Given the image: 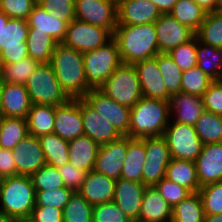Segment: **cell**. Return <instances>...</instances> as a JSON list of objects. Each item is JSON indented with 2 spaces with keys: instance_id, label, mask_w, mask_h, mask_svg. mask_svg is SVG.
Returning a JSON list of instances; mask_svg holds the SVG:
<instances>
[{
  "instance_id": "6da1fadb",
  "label": "cell",
  "mask_w": 222,
  "mask_h": 222,
  "mask_svg": "<svg viewBox=\"0 0 222 222\" xmlns=\"http://www.w3.org/2000/svg\"><path fill=\"white\" fill-rule=\"evenodd\" d=\"M113 38L123 64L134 65L159 54L155 23L117 25Z\"/></svg>"
},
{
  "instance_id": "7a4b0ae2",
  "label": "cell",
  "mask_w": 222,
  "mask_h": 222,
  "mask_svg": "<svg viewBox=\"0 0 222 222\" xmlns=\"http://www.w3.org/2000/svg\"><path fill=\"white\" fill-rule=\"evenodd\" d=\"M49 64L71 99L82 98L91 89L86 80L83 53L58 43Z\"/></svg>"
},
{
  "instance_id": "3957f363",
  "label": "cell",
  "mask_w": 222,
  "mask_h": 222,
  "mask_svg": "<svg viewBox=\"0 0 222 222\" xmlns=\"http://www.w3.org/2000/svg\"><path fill=\"white\" fill-rule=\"evenodd\" d=\"M171 115L169 101L142 97L131 108L127 137L163 136Z\"/></svg>"
},
{
  "instance_id": "277c9868",
  "label": "cell",
  "mask_w": 222,
  "mask_h": 222,
  "mask_svg": "<svg viewBox=\"0 0 222 222\" xmlns=\"http://www.w3.org/2000/svg\"><path fill=\"white\" fill-rule=\"evenodd\" d=\"M36 203V190L30 176L0 179V210L14 220L30 218Z\"/></svg>"
},
{
  "instance_id": "5b68a950",
  "label": "cell",
  "mask_w": 222,
  "mask_h": 222,
  "mask_svg": "<svg viewBox=\"0 0 222 222\" xmlns=\"http://www.w3.org/2000/svg\"><path fill=\"white\" fill-rule=\"evenodd\" d=\"M84 70L88 86L99 89L122 64L116 40L112 37L101 47L83 53Z\"/></svg>"
},
{
  "instance_id": "8992f818",
  "label": "cell",
  "mask_w": 222,
  "mask_h": 222,
  "mask_svg": "<svg viewBox=\"0 0 222 222\" xmlns=\"http://www.w3.org/2000/svg\"><path fill=\"white\" fill-rule=\"evenodd\" d=\"M32 104L59 106L71 98L62 89L51 65L40 64L25 83Z\"/></svg>"
},
{
  "instance_id": "52a82bcc",
  "label": "cell",
  "mask_w": 222,
  "mask_h": 222,
  "mask_svg": "<svg viewBox=\"0 0 222 222\" xmlns=\"http://www.w3.org/2000/svg\"><path fill=\"white\" fill-rule=\"evenodd\" d=\"M116 103L132 108L143 96L134 65L121 64L99 88Z\"/></svg>"
},
{
  "instance_id": "ba28073f",
  "label": "cell",
  "mask_w": 222,
  "mask_h": 222,
  "mask_svg": "<svg viewBox=\"0 0 222 222\" xmlns=\"http://www.w3.org/2000/svg\"><path fill=\"white\" fill-rule=\"evenodd\" d=\"M172 124H168L163 134L171 157L178 160L195 161L204 145L197 136L195 127L178 122H172Z\"/></svg>"
},
{
  "instance_id": "9c48e42d",
  "label": "cell",
  "mask_w": 222,
  "mask_h": 222,
  "mask_svg": "<svg viewBox=\"0 0 222 222\" xmlns=\"http://www.w3.org/2000/svg\"><path fill=\"white\" fill-rule=\"evenodd\" d=\"M29 26L26 19L10 18L0 37V63L10 64L29 57L27 42Z\"/></svg>"
},
{
  "instance_id": "30bf717a",
  "label": "cell",
  "mask_w": 222,
  "mask_h": 222,
  "mask_svg": "<svg viewBox=\"0 0 222 222\" xmlns=\"http://www.w3.org/2000/svg\"><path fill=\"white\" fill-rule=\"evenodd\" d=\"M112 37L113 35L105 28L74 19L68 24L61 43L85 53L101 47Z\"/></svg>"
},
{
  "instance_id": "8fae6325",
  "label": "cell",
  "mask_w": 222,
  "mask_h": 222,
  "mask_svg": "<svg viewBox=\"0 0 222 222\" xmlns=\"http://www.w3.org/2000/svg\"><path fill=\"white\" fill-rule=\"evenodd\" d=\"M146 160L142 170V183L154 186L165 177L166 168L172 160L163 136L144 138Z\"/></svg>"
},
{
  "instance_id": "7c38bea8",
  "label": "cell",
  "mask_w": 222,
  "mask_h": 222,
  "mask_svg": "<svg viewBox=\"0 0 222 222\" xmlns=\"http://www.w3.org/2000/svg\"><path fill=\"white\" fill-rule=\"evenodd\" d=\"M82 99L122 135H128L131 108L116 103L100 89H90Z\"/></svg>"
},
{
  "instance_id": "4fadbf2b",
  "label": "cell",
  "mask_w": 222,
  "mask_h": 222,
  "mask_svg": "<svg viewBox=\"0 0 222 222\" xmlns=\"http://www.w3.org/2000/svg\"><path fill=\"white\" fill-rule=\"evenodd\" d=\"M75 19L107 29L117 27V3L112 0H75Z\"/></svg>"
},
{
  "instance_id": "5bb4252c",
  "label": "cell",
  "mask_w": 222,
  "mask_h": 222,
  "mask_svg": "<svg viewBox=\"0 0 222 222\" xmlns=\"http://www.w3.org/2000/svg\"><path fill=\"white\" fill-rule=\"evenodd\" d=\"M53 133L67 141L84 135L81 98L56 106Z\"/></svg>"
},
{
  "instance_id": "9a60e30c",
  "label": "cell",
  "mask_w": 222,
  "mask_h": 222,
  "mask_svg": "<svg viewBox=\"0 0 222 222\" xmlns=\"http://www.w3.org/2000/svg\"><path fill=\"white\" fill-rule=\"evenodd\" d=\"M16 176H31L46 165L44 152L38 137L27 135L12 149Z\"/></svg>"
},
{
  "instance_id": "2e32d148",
  "label": "cell",
  "mask_w": 222,
  "mask_h": 222,
  "mask_svg": "<svg viewBox=\"0 0 222 222\" xmlns=\"http://www.w3.org/2000/svg\"><path fill=\"white\" fill-rule=\"evenodd\" d=\"M128 137L109 142L99 147L93 170L107 177L118 180L126 158Z\"/></svg>"
},
{
  "instance_id": "e0dca14e",
  "label": "cell",
  "mask_w": 222,
  "mask_h": 222,
  "mask_svg": "<svg viewBox=\"0 0 222 222\" xmlns=\"http://www.w3.org/2000/svg\"><path fill=\"white\" fill-rule=\"evenodd\" d=\"M159 53H168L171 49L191 40L196 33L181 24L169 13L161 14L155 22Z\"/></svg>"
},
{
  "instance_id": "ac0fdd59",
  "label": "cell",
  "mask_w": 222,
  "mask_h": 222,
  "mask_svg": "<svg viewBox=\"0 0 222 222\" xmlns=\"http://www.w3.org/2000/svg\"><path fill=\"white\" fill-rule=\"evenodd\" d=\"M142 89V96L151 99L170 101L165 81L160 73L157 55L134 64Z\"/></svg>"
},
{
  "instance_id": "d6986e66",
  "label": "cell",
  "mask_w": 222,
  "mask_h": 222,
  "mask_svg": "<svg viewBox=\"0 0 222 222\" xmlns=\"http://www.w3.org/2000/svg\"><path fill=\"white\" fill-rule=\"evenodd\" d=\"M194 162L200 187L222 182V142L204 144Z\"/></svg>"
},
{
  "instance_id": "ffe728a7",
  "label": "cell",
  "mask_w": 222,
  "mask_h": 222,
  "mask_svg": "<svg viewBox=\"0 0 222 222\" xmlns=\"http://www.w3.org/2000/svg\"><path fill=\"white\" fill-rule=\"evenodd\" d=\"M161 16L150 0H121L117 3V25L155 23Z\"/></svg>"
},
{
  "instance_id": "44dd1931",
  "label": "cell",
  "mask_w": 222,
  "mask_h": 222,
  "mask_svg": "<svg viewBox=\"0 0 222 222\" xmlns=\"http://www.w3.org/2000/svg\"><path fill=\"white\" fill-rule=\"evenodd\" d=\"M146 185L120 177L116 180L113 202L134 222H138Z\"/></svg>"
},
{
  "instance_id": "7402d4cb",
  "label": "cell",
  "mask_w": 222,
  "mask_h": 222,
  "mask_svg": "<svg viewBox=\"0 0 222 222\" xmlns=\"http://www.w3.org/2000/svg\"><path fill=\"white\" fill-rule=\"evenodd\" d=\"M81 115L84 135L94 140L99 146L119 140L122 137L111 123L94 111L82 98Z\"/></svg>"
},
{
  "instance_id": "603a6c76",
  "label": "cell",
  "mask_w": 222,
  "mask_h": 222,
  "mask_svg": "<svg viewBox=\"0 0 222 222\" xmlns=\"http://www.w3.org/2000/svg\"><path fill=\"white\" fill-rule=\"evenodd\" d=\"M32 102L24 84L2 82L0 117L27 119Z\"/></svg>"
},
{
  "instance_id": "cb8c5ba5",
  "label": "cell",
  "mask_w": 222,
  "mask_h": 222,
  "mask_svg": "<svg viewBox=\"0 0 222 222\" xmlns=\"http://www.w3.org/2000/svg\"><path fill=\"white\" fill-rule=\"evenodd\" d=\"M116 180L91 170L78 192L92 206L113 201Z\"/></svg>"
},
{
  "instance_id": "d4e9b609",
  "label": "cell",
  "mask_w": 222,
  "mask_h": 222,
  "mask_svg": "<svg viewBox=\"0 0 222 222\" xmlns=\"http://www.w3.org/2000/svg\"><path fill=\"white\" fill-rule=\"evenodd\" d=\"M27 22L29 26L28 33L49 35L58 43L63 41L68 27L67 22L51 16L49 11L43 9L39 4L33 7Z\"/></svg>"
},
{
  "instance_id": "484cf974",
  "label": "cell",
  "mask_w": 222,
  "mask_h": 222,
  "mask_svg": "<svg viewBox=\"0 0 222 222\" xmlns=\"http://www.w3.org/2000/svg\"><path fill=\"white\" fill-rule=\"evenodd\" d=\"M172 207L160 195L154 186H147L138 222H171Z\"/></svg>"
},
{
  "instance_id": "4316f807",
  "label": "cell",
  "mask_w": 222,
  "mask_h": 222,
  "mask_svg": "<svg viewBox=\"0 0 222 222\" xmlns=\"http://www.w3.org/2000/svg\"><path fill=\"white\" fill-rule=\"evenodd\" d=\"M169 102L170 113L176 112L174 122L194 126L205 111L202 96L178 92L171 96Z\"/></svg>"
},
{
  "instance_id": "83f0119b",
  "label": "cell",
  "mask_w": 222,
  "mask_h": 222,
  "mask_svg": "<svg viewBox=\"0 0 222 222\" xmlns=\"http://www.w3.org/2000/svg\"><path fill=\"white\" fill-rule=\"evenodd\" d=\"M99 145L86 135L69 141V164L90 172L93 170Z\"/></svg>"
},
{
  "instance_id": "f1b7e54d",
  "label": "cell",
  "mask_w": 222,
  "mask_h": 222,
  "mask_svg": "<svg viewBox=\"0 0 222 222\" xmlns=\"http://www.w3.org/2000/svg\"><path fill=\"white\" fill-rule=\"evenodd\" d=\"M146 160L144 138L128 137V149L124 160L121 177L142 182V170Z\"/></svg>"
},
{
  "instance_id": "f546056e",
  "label": "cell",
  "mask_w": 222,
  "mask_h": 222,
  "mask_svg": "<svg viewBox=\"0 0 222 222\" xmlns=\"http://www.w3.org/2000/svg\"><path fill=\"white\" fill-rule=\"evenodd\" d=\"M165 178L188 189L191 193L198 192L200 189L196 165L191 160L172 158L166 168Z\"/></svg>"
},
{
  "instance_id": "4dcf8cb0",
  "label": "cell",
  "mask_w": 222,
  "mask_h": 222,
  "mask_svg": "<svg viewBox=\"0 0 222 222\" xmlns=\"http://www.w3.org/2000/svg\"><path fill=\"white\" fill-rule=\"evenodd\" d=\"M56 106L32 104L27 116L29 135L40 137L52 134Z\"/></svg>"
},
{
  "instance_id": "1f68e13d",
  "label": "cell",
  "mask_w": 222,
  "mask_h": 222,
  "mask_svg": "<svg viewBox=\"0 0 222 222\" xmlns=\"http://www.w3.org/2000/svg\"><path fill=\"white\" fill-rule=\"evenodd\" d=\"M46 164L61 167L69 161V141L57 134H47L39 137Z\"/></svg>"
},
{
  "instance_id": "d6a6232c",
  "label": "cell",
  "mask_w": 222,
  "mask_h": 222,
  "mask_svg": "<svg viewBox=\"0 0 222 222\" xmlns=\"http://www.w3.org/2000/svg\"><path fill=\"white\" fill-rule=\"evenodd\" d=\"M28 134L27 119L0 117V147L2 149H14Z\"/></svg>"
},
{
  "instance_id": "836d02e7",
  "label": "cell",
  "mask_w": 222,
  "mask_h": 222,
  "mask_svg": "<svg viewBox=\"0 0 222 222\" xmlns=\"http://www.w3.org/2000/svg\"><path fill=\"white\" fill-rule=\"evenodd\" d=\"M198 44L200 45H197V66L213 81L221 80L222 48L204 44L199 40Z\"/></svg>"
},
{
  "instance_id": "e575fe53",
  "label": "cell",
  "mask_w": 222,
  "mask_h": 222,
  "mask_svg": "<svg viewBox=\"0 0 222 222\" xmlns=\"http://www.w3.org/2000/svg\"><path fill=\"white\" fill-rule=\"evenodd\" d=\"M204 209L198 192H193L172 208L171 222H203Z\"/></svg>"
},
{
  "instance_id": "d590c367",
  "label": "cell",
  "mask_w": 222,
  "mask_h": 222,
  "mask_svg": "<svg viewBox=\"0 0 222 222\" xmlns=\"http://www.w3.org/2000/svg\"><path fill=\"white\" fill-rule=\"evenodd\" d=\"M169 14L195 33L206 16V12L193 0H178Z\"/></svg>"
},
{
  "instance_id": "8d00e7d4",
  "label": "cell",
  "mask_w": 222,
  "mask_h": 222,
  "mask_svg": "<svg viewBox=\"0 0 222 222\" xmlns=\"http://www.w3.org/2000/svg\"><path fill=\"white\" fill-rule=\"evenodd\" d=\"M194 127L203 144L222 142V116L205 110Z\"/></svg>"
},
{
  "instance_id": "74e56055",
  "label": "cell",
  "mask_w": 222,
  "mask_h": 222,
  "mask_svg": "<svg viewBox=\"0 0 222 222\" xmlns=\"http://www.w3.org/2000/svg\"><path fill=\"white\" fill-rule=\"evenodd\" d=\"M196 36L204 44L222 48V13L215 11L206 13Z\"/></svg>"
},
{
  "instance_id": "f35d334b",
  "label": "cell",
  "mask_w": 222,
  "mask_h": 222,
  "mask_svg": "<svg viewBox=\"0 0 222 222\" xmlns=\"http://www.w3.org/2000/svg\"><path fill=\"white\" fill-rule=\"evenodd\" d=\"M26 42L29 57L40 64L50 63L54 48L58 44L52 37L42 33H28Z\"/></svg>"
},
{
  "instance_id": "ab89813d",
  "label": "cell",
  "mask_w": 222,
  "mask_h": 222,
  "mask_svg": "<svg viewBox=\"0 0 222 222\" xmlns=\"http://www.w3.org/2000/svg\"><path fill=\"white\" fill-rule=\"evenodd\" d=\"M40 66V63L31 57L19 62L2 65V82L24 84Z\"/></svg>"
},
{
  "instance_id": "60d3db41",
  "label": "cell",
  "mask_w": 222,
  "mask_h": 222,
  "mask_svg": "<svg viewBox=\"0 0 222 222\" xmlns=\"http://www.w3.org/2000/svg\"><path fill=\"white\" fill-rule=\"evenodd\" d=\"M62 211L63 222H92L93 206L78 191L73 192Z\"/></svg>"
},
{
  "instance_id": "b9f144b4",
  "label": "cell",
  "mask_w": 222,
  "mask_h": 222,
  "mask_svg": "<svg viewBox=\"0 0 222 222\" xmlns=\"http://www.w3.org/2000/svg\"><path fill=\"white\" fill-rule=\"evenodd\" d=\"M157 63L168 93L172 96L180 92L182 71L173 62V59L167 53H159Z\"/></svg>"
},
{
  "instance_id": "7bdbcfd3",
  "label": "cell",
  "mask_w": 222,
  "mask_h": 222,
  "mask_svg": "<svg viewBox=\"0 0 222 222\" xmlns=\"http://www.w3.org/2000/svg\"><path fill=\"white\" fill-rule=\"evenodd\" d=\"M213 80L208 77L198 66L182 72L180 92L203 96Z\"/></svg>"
},
{
  "instance_id": "ee69618b",
  "label": "cell",
  "mask_w": 222,
  "mask_h": 222,
  "mask_svg": "<svg viewBox=\"0 0 222 222\" xmlns=\"http://www.w3.org/2000/svg\"><path fill=\"white\" fill-rule=\"evenodd\" d=\"M197 45H199L198 38L195 35L191 40L171 49L167 54L183 72L197 66Z\"/></svg>"
},
{
  "instance_id": "f6af8a7d",
  "label": "cell",
  "mask_w": 222,
  "mask_h": 222,
  "mask_svg": "<svg viewBox=\"0 0 222 222\" xmlns=\"http://www.w3.org/2000/svg\"><path fill=\"white\" fill-rule=\"evenodd\" d=\"M30 177L36 191H54L66 187L58 168L47 164Z\"/></svg>"
},
{
  "instance_id": "bcb514c9",
  "label": "cell",
  "mask_w": 222,
  "mask_h": 222,
  "mask_svg": "<svg viewBox=\"0 0 222 222\" xmlns=\"http://www.w3.org/2000/svg\"><path fill=\"white\" fill-rule=\"evenodd\" d=\"M198 193L202 199L205 215L222 214V182L200 187Z\"/></svg>"
},
{
  "instance_id": "7dc6e473",
  "label": "cell",
  "mask_w": 222,
  "mask_h": 222,
  "mask_svg": "<svg viewBox=\"0 0 222 222\" xmlns=\"http://www.w3.org/2000/svg\"><path fill=\"white\" fill-rule=\"evenodd\" d=\"M92 222H134L113 201L93 206Z\"/></svg>"
},
{
  "instance_id": "c3c4849f",
  "label": "cell",
  "mask_w": 222,
  "mask_h": 222,
  "mask_svg": "<svg viewBox=\"0 0 222 222\" xmlns=\"http://www.w3.org/2000/svg\"><path fill=\"white\" fill-rule=\"evenodd\" d=\"M37 4L68 24L75 19V0H37Z\"/></svg>"
},
{
  "instance_id": "681fc988",
  "label": "cell",
  "mask_w": 222,
  "mask_h": 222,
  "mask_svg": "<svg viewBox=\"0 0 222 222\" xmlns=\"http://www.w3.org/2000/svg\"><path fill=\"white\" fill-rule=\"evenodd\" d=\"M73 192V190L67 187L54 191H36L35 206H49L63 210Z\"/></svg>"
},
{
  "instance_id": "f907efd6",
  "label": "cell",
  "mask_w": 222,
  "mask_h": 222,
  "mask_svg": "<svg viewBox=\"0 0 222 222\" xmlns=\"http://www.w3.org/2000/svg\"><path fill=\"white\" fill-rule=\"evenodd\" d=\"M154 187L172 208L191 194L188 189L165 177L156 183Z\"/></svg>"
},
{
  "instance_id": "816d5d0a",
  "label": "cell",
  "mask_w": 222,
  "mask_h": 222,
  "mask_svg": "<svg viewBox=\"0 0 222 222\" xmlns=\"http://www.w3.org/2000/svg\"><path fill=\"white\" fill-rule=\"evenodd\" d=\"M37 0H0V11L9 18L28 19Z\"/></svg>"
},
{
  "instance_id": "f5cc1de1",
  "label": "cell",
  "mask_w": 222,
  "mask_h": 222,
  "mask_svg": "<svg viewBox=\"0 0 222 222\" xmlns=\"http://www.w3.org/2000/svg\"><path fill=\"white\" fill-rule=\"evenodd\" d=\"M206 111L222 116V81H213L203 94Z\"/></svg>"
},
{
  "instance_id": "db71d44e",
  "label": "cell",
  "mask_w": 222,
  "mask_h": 222,
  "mask_svg": "<svg viewBox=\"0 0 222 222\" xmlns=\"http://www.w3.org/2000/svg\"><path fill=\"white\" fill-rule=\"evenodd\" d=\"M58 172L61 175L65 186L74 192L80 189L87 175V171L78 169L69 163L58 167Z\"/></svg>"
},
{
  "instance_id": "11a10c76",
  "label": "cell",
  "mask_w": 222,
  "mask_h": 222,
  "mask_svg": "<svg viewBox=\"0 0 222 222\" xmlns=\"http://www.w3.org/2000/svg\"><path fill=\"white\" fill-rule=\"evenodd\" d=\"M30 218L33 222H63V211L55 207L35 206Z\"/></svg>"
},
{
  "instance_id": "9f6ffc18",
  "label": "cell",
  "mask_w": 222,
  "mask_h": 222,
  "mask_svg": "<svg viewBox=\"0 0 222 222\" xmlns=\"http://www.w3.org/2000/svg\"><path fill=\"white\" fill-rule=\"evenodd\" d=\"M16 176V166L11 149H0V179Z\"/></svg>"
},
{
  "instance_id": "6f0895ef",
  "label": "cell",
  "mask_w": 222,
  "mask_h": 222,
  "mask_svg": "<svg viewBox=\"0 0 222 222\" xmlns=\"http://www.w3.org/2000/svg\"><path fill=\"white\" fill-rule=\"evenodd\" d=\"M150 1L156 5L157 9L160 11L161 14H167L171 11L174 4L178 0H150Z\"/></svg>"
},
{
  "instance_id": "680465c9",
  "label": "cell",
  "mask_w": 222,
  "mask_h": 222,
  "mask_svg": "<svg viewBox=\"0 0 222 222\" xmlns=\"http://www.w3.org/2000/svg\"><path fill=\"white\" fill-rule=\"evenodd\" d=\"M198 4L206 13L214 12L216 0H193Z\"/></svg>"
},
{
  "instance_id": "91938a15",
  "label": "cell",
  "mask_w": 222,
  "mask_h": 222,
  "mask_svg": "<svg viewBox=\"0 0 222 222\" xmlns=\"http://www.w3.org/2000/svg\"><path fill=\"white\" fill-rule=\"evenodd\" d=\"M203 222H222V214L205 215Z\"/></svg>"
},
{
  "instance_id": "94428289",
  "label": "cell",
  "mask_w": 222,
  "mask_h": 222,
  "mask_svg": "<svg viewBox=\"0 0 222 222\" xmlns=\"http://www.w3.org/2000/svg\"><path fill=\"white\" fill-rule=\"evenodd\" d=\"M9 19L10 18L4 12L0 11V37H1V33H2V28H3V26H6Z\"/></svg>"
},
{
  "instance_id": "6125c7cd",
  "label": "cell",
  "mask_w": 222,
  "mask_h": 222,
  "mask_svg": "<svg viewBox=\"0 0 222 222\" xmlns=\"http://www.w3.org/2000/svg\"><path fill=\"white\" fill-rule=\"evenodd\" d=\"M15 220L7 215L5 212H3L2 210H0V222H14Z\"/></svg>"
},
{
  "instance_id": "be15d7a7",
  "label": "cell",
  "mask_w": 222,
  "mask_h": 222,
  "mask_svg": "<svg viewBox=\"0 0 222 222\" xmlns=\"http://www.w3.org/2000/svg\"><path fill=\"white\" fill-rule=\"evenodd\" d=\"M215 12L222 13V0H216Z\"/></svg>"
},
{
  "instance_id": "e7e4bbea",
  "label": "cell",
  "mask_w": 222,
  "mask_h": 222,
  "mask_svg": "<svg viewBox=\"0 0 222 222\" xmlns=\"http://www.w3.org/2000/svg\"><path fill=\"white\" fill-rule=\"evenodd\" d=\"M14 222H33L31 218L16 219Z\"/></svg>"
},
{
  "instance_id": "03108f58",
  "label": "cell",
  "mask_w": 222,
  "mask_h": 222,
  "mask_svg": "<svg viewBox=\"0 0 222 222\" xmlns=\"http://www.w3.org/2000/svg\"><path fill=\"white\" fill-rule=\"evenodd\" d=\"M1 104H2V83H0V113H1Z\"/></svg>"
},
{
  "instance_id": "003e7915",
  "label": "cell",
  "mask_w": 222,
  "mask_h": 222,
  "mask_svg": "<svg viewBox=\"0 0 222 222\" xmlns=\"http://www.w3.org/2000/svg\"><path fill=\"white\" fill-rule=\"evenodd\" d=\"M0 83H2V64L0 63Z\"/></svg>"
},
{
  "instance_id": "a7ac6f4b",
  "label": "cell",
  "mask_w": 222,
  "mask_h": 222,
  "mask_svg": "<svg viewBox=\"0 0 222 222\" xmlns=\"http://www.w3.org/2000/svg\"><path fill=\"white\" fill-rule=\"evenodd\" d=\"M112 1H114V2L118 3V2H120L121 0H112Z\"/></svg>"
}]
</instances>
